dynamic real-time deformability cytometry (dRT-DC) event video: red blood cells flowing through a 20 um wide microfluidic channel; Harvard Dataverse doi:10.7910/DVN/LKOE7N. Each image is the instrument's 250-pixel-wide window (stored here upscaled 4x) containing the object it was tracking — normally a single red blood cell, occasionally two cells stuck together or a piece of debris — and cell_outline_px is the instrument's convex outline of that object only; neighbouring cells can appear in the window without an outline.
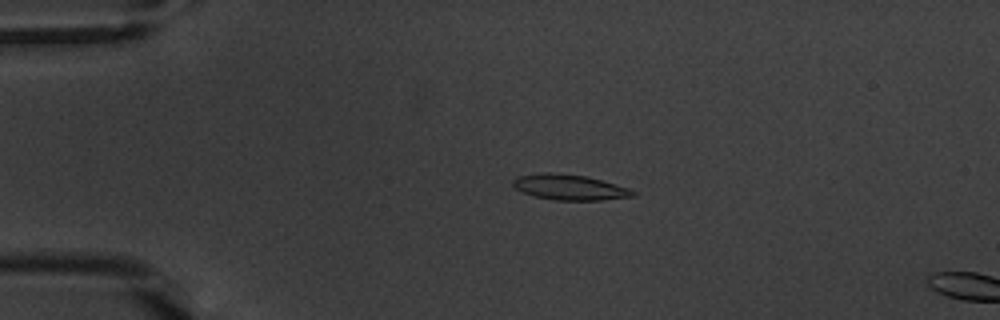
{"species": "common noctule bat (a hibernating species)", "species_latin": "Nyctalus noctula", "temperature_condition": "warm", "stored_images_in_passage": 13, "camera_frame_rate_fps": 3000, "um_per_image_px": 0.085, "animal": {"sex": "male", "body_mass_g": 20.1, "forearm_length_mm": 53.5}, "frame": {"image": 1, "passage_image": 10, "time_ms": 3.0, "image_size_px": [1000, 320], "cell_outline_px": [[636, 196], [604, 200], [556, 200], [536, 196], [524, 192], [516, 188], [512, 184], [512, 180], [516, 176], [548, 172], [584, 176], [600, 180], [628, 188], [636, 192]], "centroid_in_image_um": [48.42, 15.92], "position_along_channel_um": 36.6, "area_um2": 17.51}}